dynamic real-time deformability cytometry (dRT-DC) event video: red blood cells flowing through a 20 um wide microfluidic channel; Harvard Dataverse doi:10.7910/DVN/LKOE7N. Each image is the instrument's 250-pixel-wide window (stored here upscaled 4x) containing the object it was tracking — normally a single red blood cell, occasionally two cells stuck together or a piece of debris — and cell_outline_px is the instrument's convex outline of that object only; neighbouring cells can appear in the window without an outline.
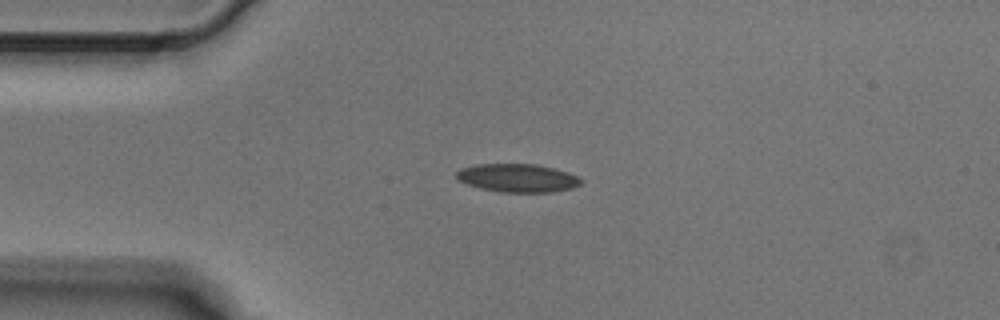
{"species": "Egyptian fruit bat (a non-hibernating species)", "species_latin": "Rousettus aegyptiacus", "temperature_condition": "cold", "stored_images_in_passage": 4, "camera_frame_rate_fps": 3000, "um_per_image_px": 0.085, "animal": {"sex": "male"}, "frame": {"image": 1, "passage_image": 2, "time_ms": 0.333, "image_size_px": [1000, 320], "cell_outline_px": [[584, 184], [572, 188], [552, 192], [500, 192], [480, 188], [468, 184], [460, 180], [456, 176], [456, 172], [460, 168], [476, 164], [536, 164], [568, 172], [584, 180]], "centroid_in_image_um": [44.03, 15.13], "position_along_channel_um": 41.0, "area_um2": 20.58}}
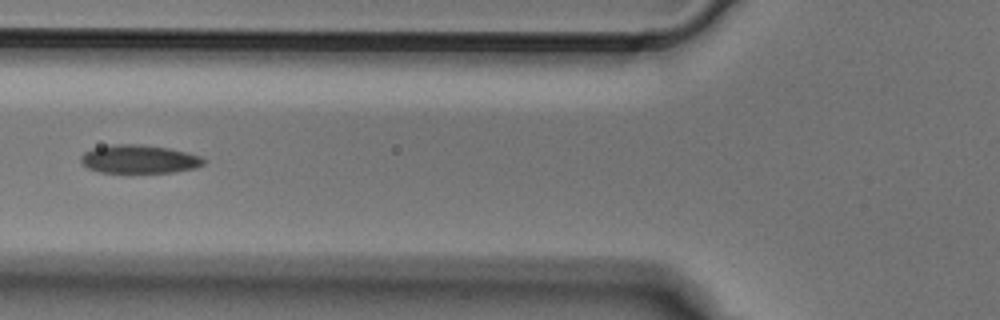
{"frame": {"image": 2, "passage_image": 4, "time_ms": 1.0, "image_size_px": [1000, 320], "cell_outline_px": [[208, 160], [204, 164], [196, 168], [172, 172], [100, 172], [88, 168], [80, 164], [80, 156], [84, 152], [92, 148], [112, 144], [140, 144], [168, 148], [188, 152], [200, 156]], "centroid_in_image_um": [11.82, 13.52], "position_along_channel_um": 114.0, "area_um2": 20.52}}